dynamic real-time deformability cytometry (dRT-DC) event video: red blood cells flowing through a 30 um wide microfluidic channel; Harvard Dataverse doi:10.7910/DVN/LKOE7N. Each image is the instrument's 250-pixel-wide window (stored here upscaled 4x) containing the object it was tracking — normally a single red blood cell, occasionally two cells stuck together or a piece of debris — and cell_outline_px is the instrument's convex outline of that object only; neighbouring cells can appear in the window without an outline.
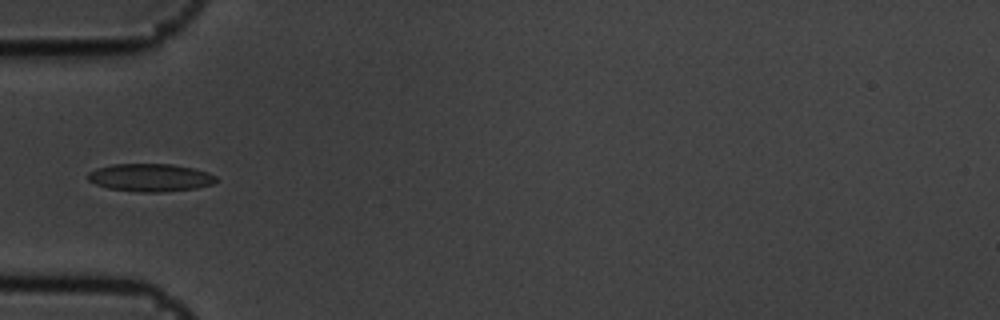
{"species": "common noctule bat (a hibernating species)", "species_latin": "Nyctalus noctula", "temperature_condition": "cold", "stored_images_in_passage": 10, "camera_frame_rate_fps": 3000, "um_per_image_px": 0.085, "animal": {"sex": "male", "body_mass_g": 19.5, "forearm_length_mm": 54.6}, "frame": {"image": 1, "passage_image": 6, "time_ms": 1.667, "image_size_px": [1000, 320], "cell_outline_px": [[220, 180], [212, 184], [196, 188], [160, 192], [136, 192], [108, 188], [96, 184], [88, 180], [88, 172], [96, 168], [112, 164], [172, 164], [192, 168], [208, 172], [216, 176]], "centroid_in_image_um": [12.78, 15.09], "position_along_channel_um": 72.2, "area_um2": 20.87}}
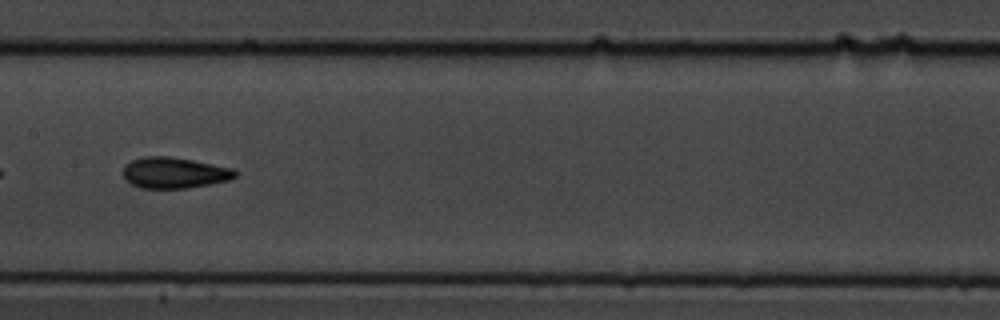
{"frame": {"image": 2, "passage_image": 9, "time_ms": 2.667, "image_size_px": [1000, 320], "cell_outline_px": [[240, 172], [236, 176], [228, 180], [188, 188], [140, 188], [132, 184], [124, 176], [124, 164], [132, 160], [144, 156], [168, 156], [192, 160], [236, 168]], "centroid_in_image_um": [14.86, 14.67], "position_along_channel_um": 192.5, "area_um2": 20.29}}
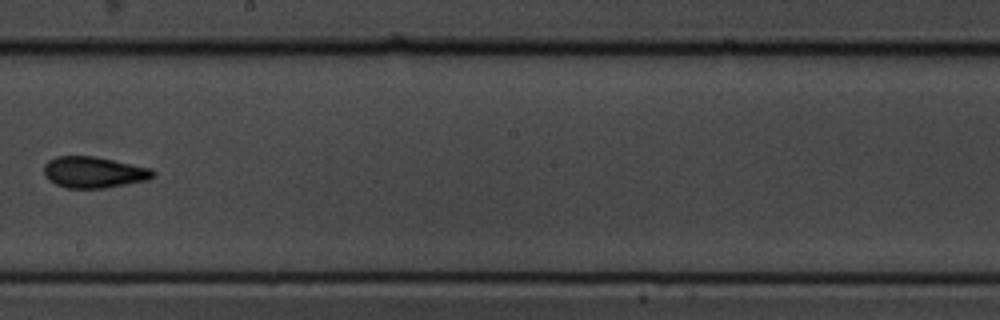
{"frame": {"image": 3, "passage_image": 10, "time_ms": 3.0, "image_size_px": [1000, 320], "cell_outline_px": [[156, 176], [148, 180], [104, 188], [68, 188], [56, 184], [48, 180], [44, 176], [44, 164], [48, 160], [56, 156], [92, 156], [152, 168], [156, 172]], "centroid_in_image_um": [7.97, 14.64], "position_along_channel_um": 240.2, "area_um2": 19.94}}